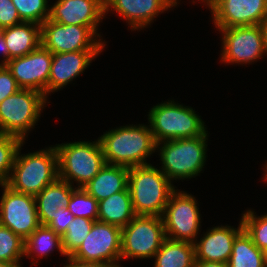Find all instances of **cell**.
<instances>
[{
    "instance_id": "5b68a950",
    "label": "cell",
    "mask_w": 267,
    "mask_h": 267,
    "mask_svg": "<svg viewBox=\"0 0 267 267\" xmlns=\"http://www.w3.org/2000/svg\"><path fill=\"white\" fill-rule=\"evenodd\" d=\"M193 138L161 141L156 148L160 149L162 161L161 171L169 178L191 179L197 176L204 168L206 161L207 135ZM163 145L159 147L160 145Z\"/></svg>"
},
{
    "instance_id": "9c48e42d",
    "label": "cell",
    "mask_w": 267,
    "mask_h": 267,
    "mask_svg": "<svg viewBox=\"0 0 267 267\" xmlns=\"http://www.w3.org/2000/svg\"><path fill=\"white\" fill-rule=\"evenodd\" d=\"M177 191L172 192L162 215L165 235L171 240L194 244L201 223L197 201L190 194Z\"/></svg>"
},
{
    "instance_id": "4dcf8cb0",
    "label": "cell",
    "mask_w": 267,
    "mask_h": 267,
    "mask_svg": "<svg viewBox=\"0 0 267 267\" xmlns=\"http://www.w3.org/2000/svg\"><path fill=\"white\" fill-rule=\"evenodd\" d=\"M23 22L42 25L50 16L47 0H12Z\"/></svg>"
},
{
    "instance_id": "5bb4252c",
    "label": "cell",
    "mask_w": 267,
    "mask_h": 267,
    "mask_svg": "<svg viewBox=\"0 0 267 267\" xmlns=\"http://www.w3.org/2000/svg\"><path fill=\"white\" fill-rule=\"evenodd\" d=\"M218 29L260 25L267 17V0H202Z\"/></svg>"
},
{
    "instance_id": "6da1fadb",
    "label": "cell",
    "mask_w": 267,
    "mask_h": 267,
    "mask_svg": "<svg viewBox=\"0 0 267 267\" xmlns=\"http://www.w3.org/2000/svg\"><path fill=\"white\" fill-rule=\"evenodd\" d=\"M99 141L107 164L128 168L148 164L145 158L157 149L150 127L142 124L109 130Z\"/></svg>"
},
{
    "instance_id": "277c9868",
    "label": "cell",
    "mask_w": 267,
    "mask_h": 267,
    "mask_svg": "<svg viewBox=\"0 0 267 267\" xmlns=\"http://www.w3.org/2000/svg\"><path fill=\"white\" fill-rule=\"evenodd\" d=\"M148 120L156 143L204 135L206 127L191 107L176 104L174 100L152 107Z\"/></svg>"
},
{
    "instance_id": "74e56055",
    "label": "cell",
    "mask_w": 267,
    "mask_h": 267,
    "mask_svg": "<svg viewBox=\"0 0 267 267\" xmlns=\"http://www.w3.org/2000/svg\"><path fill=\"white\" fill-rule=\"evenodd\" d=\"M0 51L4 59L0 65H5L9 61V51L5 43L2 32L0 31Z\"/></svg>"
},
{
    "instance_id": "cb8c5ba5",
    "label": "cell",
    "mask_w": 267,
    "mask_h": 267,
    "mask_svg": "<svg viewBox=\"0 0 267 267\" xmlns=\"http://www.w3.org/2000/svg\"><path fill=\"white\" fill-rule=\"evenodd\" d=\"M154 257V267H193L195 245L166 238Z\"/></svg>"
},
{
    "instance_id": "30bf717a",
    "label": "cell",
    "mask_w": 267,
    "mask_h": 267,
    "mask_svg": "<svg viewBox=\"0 0 267 267\" xmlns=\"http://www.w3.org/2000/svg\"><path fill=\"white\" fill-rule=\"evenodd\" d=\"M96 36L101 35L89 26L64 25L49 19L41 25V45L52 54L103 50L106 43Z\"/></svg>"
},
{
    "instance_id": "7a4b0ae2",
    "label": "cell",
    "mask_w": 267,
    "mask_h": 267,
    "mask_svg": "<svg viewBox=\"0 0 267 267\" xmlns=\"http://www.w3.org/2000/svg\"><path fill=\"white\" fill-rule=\"evenodd\" d=\"M128 189L136 215L162 217L175 187L160 169L149 163L129 168Z\"/></svg>"
},
{
    "instance_id": "1f68e13d",
    "label": "cell",
    "mask_w": 267,
    "mask_h": 267,
    "mask_svg": "<svg viewBox=\"0 0 267 267\" xmlns=\"http://www.w3.org/2000/svg\"><path fill=\"white\" fill-rule=\"evenodd\" d=\"M252 210L242 215L243 229L262 251L267 249V214L257 217Z\"/></svg>"
},
{
    "instance_id": "d4e9b609",
    "label": "cell",
    "mask_w": 267,
    "mask_h": 267,
    "mask_svg": "<svg viewBox=\"0 0 267 267\" xmlns=\"http://www.w3.org/2000/svg\"><path fill=\"white\" fill-rule=\"evenodd\" d=\"M228 265L229 267H267L264 251L253 243L245 230L234 240Z\"/></svg>"
},
{
    "instance_id": "ac0fdd59",
    "label": "cell",
    "mask_w": 267,
    "mask_h": 267,
    "mask_svg": "<svg viewBox=\"0 0 267 267\" xmlns=\"http://www.w3.org/2000/svg\"><path fill=\"white\" fill-rule=\"evenodd\" d=\"M243 230L242 220L237 229L227 225L213 227L194 243L195 260L228 263L234 240Z\"/></svg>"
},
{
    "instance_id": "7402d4cb",
    "label": "cell",
    "mask_w": 267,
    "mask_h": 267,
    "mask_svg": "<svg viewBox=\"0 0 267 267\" xmlns=\"http://www.w3.org/2000/svg\"><path fill=\"white\" fill-rule=\"evenodd\" d=\"M9 51V60L22 57L41 45V25L22 22L0 30Z\"/></svg>"
},
{
    "instance_id": "484cf974",
    "label": "cell",
    "mask_w": 267,
    "mask_h": 267,
    "mask_svg": "<svg viewBox=\"0 0 267 267\" xmlns=\"http://www.w3.org/2000/svg\"><path fill=\"white\" fill-rule=\"evenodd\" d=\"M57 248L61 255L65 257L62 248V239L61 237L51 228L46 225H40L28 238L24 240V256L33 255L45 257L48 256L50 251H53L54 248Z\"/></svg>"
},
{
    "instance_id": "4316f807",
    "label": "cell",
    "mask_w": 267,
    "mask_h": 267,
    "mask_svg": "<svg viewBox=\"0 0 267 267\" xmlns=\"http://www.w3.org/2000/svg\"><path fill=\"white\" fill-rule=\"evenodd\" d=\"M94 221L84 217H75L61 237L65 256L70 257L89 234Z\"/></svg>"
},
{
    "instance_id": "f546056e",
    "label": "cell",
    "mask_w": 267,
    "mask_h": 267,
    "mask_svg": "<svg viewBox=\"0 0 267 267\" xmlns=\"http://www.w3.org/2000/svg\"><path fill=\"white\" fill-rule=\"evenodd\" d=\"M68 209L75 217L97 221L98 201L89 195L83 187H77L73 190Z\"/></svg>"
},
{
    "instance_id": "44dd1931",
    "label": "cell",
    "mask_w": 267,
    "mask_h": 267,
    "mask_svg": "<svg viewBox=\"0 0 267 267\" xmlns=\"http://www.w3.org/2000/svg\"><path fill=\"white\" fill-rule=\"evenodd\" d=\"M74 186L57 178L35 196L37 215L40 225H48L55 211L68 207Z\"/></svg>"
},
{
    "instance_id": "e0dca14e",
    "label": "cell",
    "mask_w": 267,
    "mask_h": 267,
    "mask_svg": "<svg viewBox=\"0 0 267 267\" xmlns=\"http://www.w3.org/2000/svg\"><path fill=\"white\" fill-rule=\"evenodd\" d=\"M102 50L54 53L48 80V95L66 86L90 65Z\"/></svg>"
},
{
    "instance_id": "2e32d148",
    "label": "cell",
    "mask_w": 267,
    "mask_h": 267,
    "mask_svg": "<svg viewBox=\"0 0 267 267\" xmlns=\"http://www.w3.org/2000/svg\"><path fill=\"white\" fill-rule=\"evenodd\" d=\"M104 15V0H58L50 7L49 20L64 25L89 26L97 33Z\"/></svg>"
},
{
    "instance_id": "d6a6232c",
    "label": "cell",
    "mask_w": 267,
    "mask_h": 267,
    "mask_svg": "<svg viewBox=\"0 0 267 267\" xmlns=\"http://www.w3.org/2000/svg\"><path fill=\"white\" fill-rule=\"evenodd\" d=\"M22 22L12 0H0V30L21 24Z\"/></svg>"
},
{
    "instance_id": "e575fe53",
    "label": "cell",
    "mask_w": 267,
    "mask_h": 267,
    "mask_svg": "<svg viewBox=\"0 0 267 267\" xmlns=\"http://www.w3.org/2000/svg\"><path fill=\"white\" fill-rule=\"evenodd\" d=\"M75 216L68 207L59 208L53 215V220L47 225L54 230L60 237L66 233L68 225L73 221Z\"/></svg>"
},
{
    "instance_id": "60d3db41",
    "label": "cell",
    "mask_w": 267,
    "mask_h": 267,
    "mask_svg": "<svg viewBox=\"0 0 267 267\" xmlns=\"http://www.w3.org/2000/svg\"><path fill=\"white\" fill-rule=\"evenodd\" d=\"M0 267H21V264L20 265H14V264H9V263L0 261Z\"/></svg>"
},
{
    "instance_id": "9a60e30c",
    "label": "cell",
    "mask_w": 267,
    "mask_h": 267,
    "mask_svg": "<svg viewBox=\"0 0 267 267\" xmlns=\"http://www.w3.org/2000/svg\"><path fill=\"white\" fill-rule=\"evenodd\" d=\"M53 54L40 45L29 54L10 59L5 66L21 89H32L48 95V80Z\"/></svg>"
},
{
    "instance_id": "d6986e66",
    "label": "cell",
    "mask_w": 267,
    "mask_h": 267,
    "mask_svg": "<svg viewBox=\"0 0 267 267\" xmlns=\"http://www.w3.org/2000/svg\"><path fill=\"white\" fill-rule=\"evenodd\" d=\"M104 4L105 14L112 8L121 18L128 20L132 30L150 25L157 14L168 10L161 0H104Z\"/></svg>"
},
{
    "instance_id": "603a6c76",
    "label": "cell",
    "mask_w": 267,
    "mask_h": 267,
    "mask_svg": "<svg viewBox=\"0 0 267 267\" xmlns=\"http://www.w3.org/2000/svg\"><path fill=\"white\" fill-rule=\"evenodd\" d=\"M136 216L129 189L98 202V221L124 228Z\"/></svg>"
},
{
    "instance_id": "4fadbf2b",
    "label": "cell",
    "mask_w": 267,
    "mask_h": 267,
    "mask_svg": "<svg viewBox=\"0 0 267 267\" xmlns=\"http://www.w3.org/2000/svg\"><path fill=\"white\" fill-rule=\"evenodd\" d=\"M222 33L221 60L225 63L247 64L266 53L260 25L219 29Z\"/></svg>"
},
{
    "instance_id": "ffe728a7",
    "label": "cell",
    "mask_w": 267,
    "mask_h": 267,
    "mask_svg": "<svg viewBox=\"0 0 267 267\" xmlns=\"http://www.w3.org/2000/svg\"><path fill=\"white\" fill-rule=\"evenodd\" d=\"M128 173V167L106 163L99 173L83 186V189L98 202L102 201L128 188Z\"/></svg>"
},
{
    "instance_id": "8fae6325",
    "label": "cell",
    "mask_w": 267,
    "mask_h": 267,
    "mask_svg": "<svg viewBox=\"0 0 267 267\" xmlns=\"http://www.w3.org/2000/svg\"><path fill=\"white\" fill-rule=\"evenodd\" d=\"M121 230L115 225L94 221L89 234L70 257L80 262L119 265Z\"/></svg>"
},
{
    "instance_id": "52a82bcc",
    "label": "cell",
    "mask_w": 267,
    "mask_h": 267,
    "mask_svg": "<svg viewBox=\"0 0 267 267\" xmlns=\"http://www.w3.org/2000/svg\"><path fill=\"white\" fill-rule=\"evenodd\" d=\"M47 97L32 89H20L0 103V134L12 135L23 142L34 128Z\"/></svg>"
},
{
    "instance_id": "3957f363",
    "label": "cell",
    "mask_w": 267,
    "mask_h": 267,
    "mask_svg": "<svg viewBox=\"0 0 267 267\" xmlns=\"http://www.w3.org/2000/svg\"><path fill=\"white\" fill-rule=\"evenodd\" d=\"M19 146L10 177L6 183L14 191L36 196L58 178L56 147L20 155Z\"/></svg>"
},
{
    "instance_id": "8d00e7d4",
    "label": "cell",
    "mask_w": 267,
    "mask_h": 267,
    "mask_svg": "<svg viewBox=\"0 0 267 267\" xmlns=\"http://www.w3.org/2000/svg\"><path fill=\"white\" fill-rule=\"evenodd\" d=\"M193 267H229L228 263L224 262H206V261H194Z\"/></svg>"
},
{
    "instance_id": "f35d334b",
    "label": "cell",
    "mask_w": 267,
    "mask_h": 267,
    "mask_svg": "<svg viewBox=\"0 0 267 267\" xmlns=\"http://www.w3.org/2000/svg\"><path fill=\"white\" fill-rule=\"evenodd\" d=\"M260 27L263 35L264 48L267 54V17L261 22Z\"/></svg>"
},
{
    "instance_id": "7bdbcfd3",
    "label": "cell",
    "mask_w": 267,
    "mask_h": 267,
    "mask_svg": "<svg viewBox=\"0 0 267 267\" xmlns=\"http://www.w3.org/2000/svg\"><path fill=\"white\" fill-rule=\"evenodd\" d=\"M265 167V172H266V174H264L265 175V180H267V163H266V165L264 166Z\"/></svg>"
},
{
    "instance_id": "ba28073f",
    "label": "cell",
    "mask_w": 267,
    "mask_h": 267,
    "mask_svg": "<svg viewBox=\"0 0 267 267\" xmlns=\"http://www.w3.org/2000/svg\"><path fill=\"white\" fill-rule=\"evenodd\" d=\"M165 239L162 217L136 215L121 230V259L153 258Z\"/></svg>"
},
{
    "instance_id": "8992f818",
    "label": "cell",
    "mask_w": 267,
    "mask_h": 267,
    "mask_svg": "<svg viewBox=\"0 0 267 267\" xmlns=\"http://www.w3.org/2000/svg\"><path fill=\"white\" fill-rule=\"evenodd\" d=\"M58 153V178L83 187L106 164L99 139L94 142L79 141L56 144ZM72 182V183H71Z\"/></svg>"
},
{
    "instance_id": "7c38bea8",
    "label": "cell",
    "mask_w": 267,
    "mask_h": 267,
    "mask_svg": "<svg viewBox=\"0 0 267 267\" xmlns=\"http://www.w3.org/2000/svg\"><path fill=\"white\" fill-rule=\"evenodd\" d=\"M0 201V224L23 240L39 226L35 196L14 191L6 184Z\"/></svg>"
},
{
    "instance_id": "836d02e7",
    "label": "cell",
    "mask_w": 267,
    "mask_h": 267,
    "mask_svg": "<svg viewBox=\"0 0 267 267\" xmlns=\"http://www.w3.org/2000/svg\"><path fill=\"white\" fill-rule=\"evenodd\" d=\"M21 88L5 65H0V103Z\"/></svg>"
},
{
    "instance_id": "f1b7e54d",
    "label": "cell",
    "mask_w": 267,
    "mask_h": 267,
    "mask_svg": "<svg viewBox=\"0 0 267 267\" xmlns=\"http://www.w3.org/2000/svg\"><path fill=\"white\" fill-rule=\"evenodd\" d=\"M22 143L18 137L0 134V185L7 183L17 150Z\"/></svg>"
},
{
    "instance_id": "d590c367",
    "label": "cell",
    "mask_w": 267,
    "mask_h": 267,
    "mask_svg": "<svg viewBox=\"0 0 267 267\" xmlns=\"http://www.w3.org/2000/svg\"><path fill=\"white\" fill-rule=\"evenodd\" d=\"M69 264L64 267H120V265H109L102 263L80 262L71 257H67Z\"/></svg>"
},
{
    "instance_id": "b9f144b4",
    "label": "cell",
    "mask_w": 267,
    "mask_h": 267,
    "mask_svg": "<svg viewBox=\"0 0 267 267\" xmlns=\"http://www.w3.org/2000/svg\"><path fill=\"white\" fill-rule=\"evenodd\" d=\"M264 257H265V263H266V266H267V249L264 251Z\"/></svg>"
},
{
    "instance_id": "ab89813d",
    "label": "cell",
    "mask_w": 267,
    "mask_h": 267,
    "mask_svg": "<svg viewBox=\"0 0 267 267\" xmlns=\"http://www.w3.org/2000/svg\"><path fill=\"white\" fill-rule=\"evenodd\" d=\"M161 1L167 6V8H171L173 6H176L177 3H179V2H177V0H161Z\"/></svg>"
},
{
    "instance_id": "83f0119b",
    "label": "cell",
    "mask_w": 267,
    "mask_h": 267,
    "mask_svg": "<svg viewBox=\"0 0 267 267\" xmlns=\"http://www.w3.org/2000/svg\"><path fill=\"white\" fill-rule=\"evenodd\" d=\"M24 257V240L0 224V261L19 265Z\"/></svg>"
}]
</instances>
